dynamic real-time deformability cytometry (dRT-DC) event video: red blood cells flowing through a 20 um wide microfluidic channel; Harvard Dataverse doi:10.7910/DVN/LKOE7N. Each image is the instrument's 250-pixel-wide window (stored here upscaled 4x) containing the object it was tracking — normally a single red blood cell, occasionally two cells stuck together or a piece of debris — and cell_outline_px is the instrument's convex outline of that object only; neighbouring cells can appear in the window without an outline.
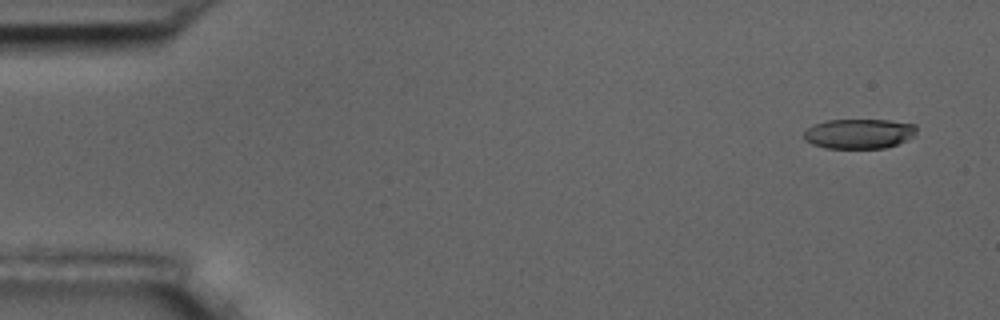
{"species": "common noctule bat (a hibernating species)", "species_latin": "Nyctalus noctula", "temperature_condition": "room temperature", "stored_images_in_passage": 4, "camera_frame_rate_fps": 3000, "um_per_image_px": 0.085, "animal": {"sex": "male", "body_mass_g": 17.5, "forearm_length_mm": 52.3}, "frame": {"image": 1, "passage_image": 1, "time_ms": 0.0, "image_size_px": [1000, 320], "cell_outline_px": [[916, 136], [908, 140], [884, 148], [824, 148], [812, 144], [804, 140], [804, 132], [808, 128], [816, 124], [828, 120], [888, 120], [916, 124]], "centroid_in_image_um": [73.05, 11.37], "position_along_channel_um": 12.0, "area_um2": 19.65}}